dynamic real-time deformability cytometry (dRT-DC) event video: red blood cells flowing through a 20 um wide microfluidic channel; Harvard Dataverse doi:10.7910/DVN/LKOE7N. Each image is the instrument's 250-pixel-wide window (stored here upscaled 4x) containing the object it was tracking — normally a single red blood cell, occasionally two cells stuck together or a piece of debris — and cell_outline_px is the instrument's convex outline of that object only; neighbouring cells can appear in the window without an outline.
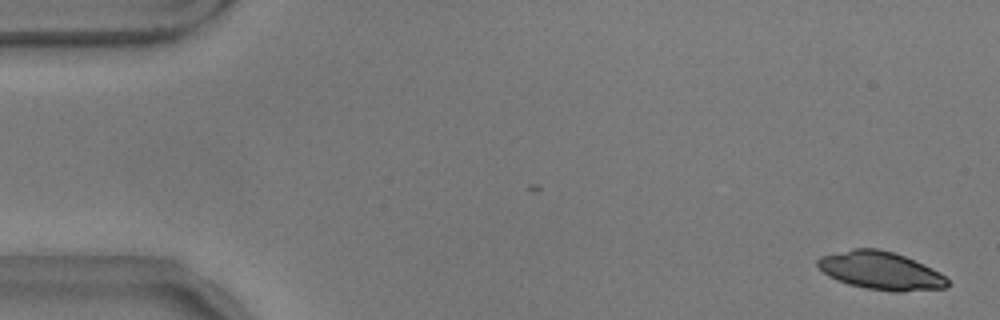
{"species": "common noctule bat (a hibernating species)", "species_latin": "Nyctalus noctula", "temperature_condition": "warm", "stored_images_in_passage": 10, "camera_frame_rate_fps": 3000, "um_per_image_px": 0.085, "animal": {"sex": "male", "body_mass_g": 17.9}, "frame": {"image": 1, "passage_image": 1, "time_ms": 0.0, "image_size_px": [1000, 320], "cell_outline_px": [[948, 288], [904, 292], [892, 292], [864, 288], [848, 284], [836, 280], [828, 276], [816, 264], [816, 260], [820, 256], [852, 248], [876, 248], [892, 252], [904, 256], [924, 264], [940, 272], [948, 280]], "centroid_in_image_um": [74.86, 23.02], "position_along_channel_um": 10.1, "area_um2": 29.02}}